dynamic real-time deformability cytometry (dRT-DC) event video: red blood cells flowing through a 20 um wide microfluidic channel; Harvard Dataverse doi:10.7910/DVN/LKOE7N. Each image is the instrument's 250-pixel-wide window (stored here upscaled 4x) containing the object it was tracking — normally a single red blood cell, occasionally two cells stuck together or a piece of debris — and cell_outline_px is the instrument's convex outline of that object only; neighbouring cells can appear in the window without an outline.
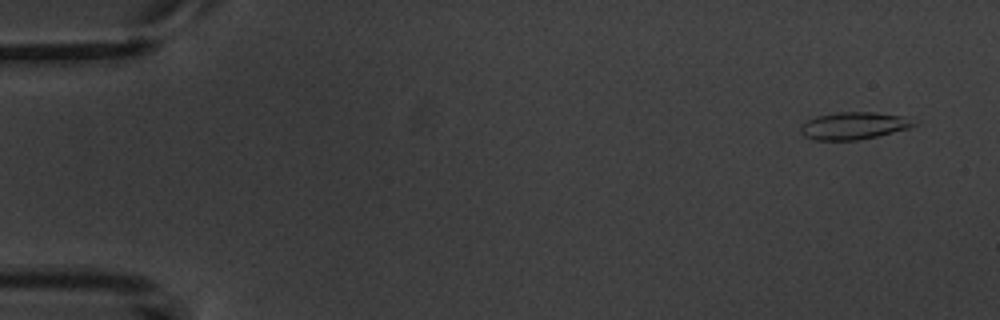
{"species": "common noctule bat (a hibernating species)", "species_latin": "Nyctalus noctula", "temperature_condition": "warm", "stored_images_in_passage": 5, "camera_frame_rate_fps": 3000, "um_per_image_px": 0.085, "animal": {"sex": "male", "body_mass_g": 20.1, "forearm_length_mm": 53.5}, "frame": {"image": 1, "passage_image": 1, "time_ms": 0.0, "image_size_px": [1000, 320], "cell_outline_px": [[920, 124], [912, 128], [860, 140], [816, 140], [804, 136], [800, 132], [800, 124], [816, 116], [836, 112], [872, 112], [900, 116]], "centroid_in_image_um": [72.55, 10.69], "position_along_channel_um": 12.4, "area_um2": 18.09}}